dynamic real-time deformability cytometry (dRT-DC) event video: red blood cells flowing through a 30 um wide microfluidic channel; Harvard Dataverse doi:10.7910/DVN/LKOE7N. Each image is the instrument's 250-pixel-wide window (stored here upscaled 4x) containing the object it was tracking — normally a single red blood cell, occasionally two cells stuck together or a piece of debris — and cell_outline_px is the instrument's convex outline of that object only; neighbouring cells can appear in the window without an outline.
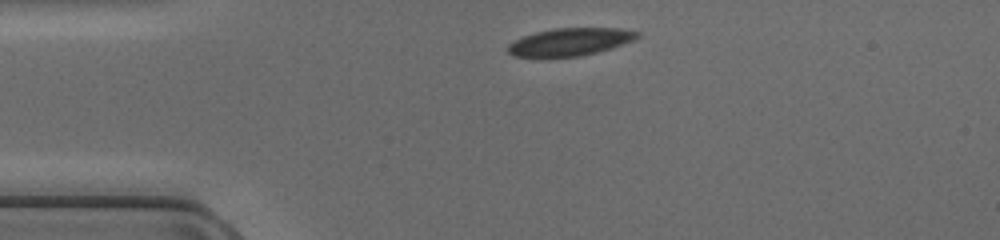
{"species": "common noctule bat (a hibernating species)", "species_latin": "Nyctalus noctula", "temperature_condition": "cold", "stored_images_in_passage": 38, "camera_frame_rate_fps": 3000, "um_per_image_px": 0.085, "animal": {"sex": "female", "body_mass_g": 17.0, "forearm_length_mm": 48.0}, "frame": {"image": 1, "passage_image": 1, "time_ms": 0.0, "image_size_px": [1000, 240], "cell_outline_px": [[640, 36], [632, 40], [612, 48], [580, 56], [540, 60], [512, 56], [508, 52], [508, 44], [524, 36], [536, 32], [552, 28], [620, 28], [640, 32]], "centroid_in_image_um": [48.37, 3.6], "position_along_channel_um": 36.6, "area_um2": 21.5}}
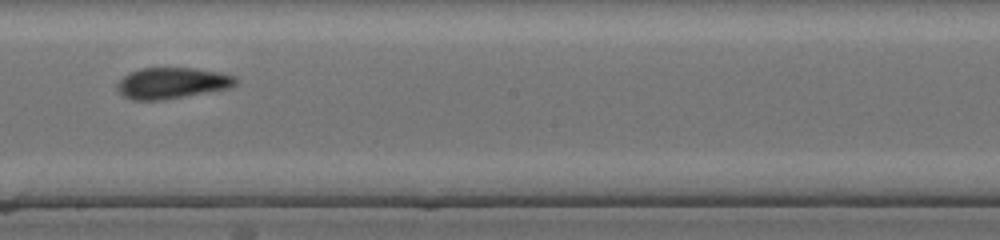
{"frame": {"image": 2, "passage_image": 17, "time_ms": 5.333, "image_size_px": [1000, 240], "cell_outline_px": [[236, 84], [232, 88], [164, 100], [132, 100], [124, 96], [116, 88], [116, 84], [124, 76], [140, 68], [196, 68], [220, 72], [236, 76]], "centroid_in_image_um": [14.65, 7.06], "position_along_channel_um": 233.5, "area_um2": 21.62}}
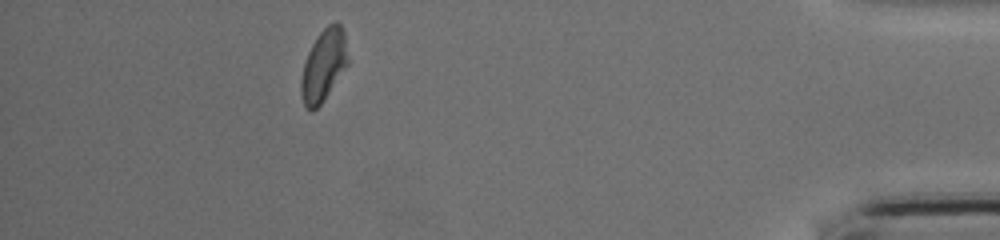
{"frame": {"image": 3, "passage_image": 33, "time_ms": 10.667, "image_size_px": [1000, 240], "cell_outline_px": [[348, 64], [324, 100], [312, 112], [304, 104], [300, 96], [300, 80], [304, 64], [308, 52], [312, 44], [320, 32], [328, 24], [336, 20], [340, 24], [344, 32], [348, 60]], "centroid_in_image_um": [27.5, 5.55], "position_along_channel_um": 407.7, "area_um2": 19.54}}